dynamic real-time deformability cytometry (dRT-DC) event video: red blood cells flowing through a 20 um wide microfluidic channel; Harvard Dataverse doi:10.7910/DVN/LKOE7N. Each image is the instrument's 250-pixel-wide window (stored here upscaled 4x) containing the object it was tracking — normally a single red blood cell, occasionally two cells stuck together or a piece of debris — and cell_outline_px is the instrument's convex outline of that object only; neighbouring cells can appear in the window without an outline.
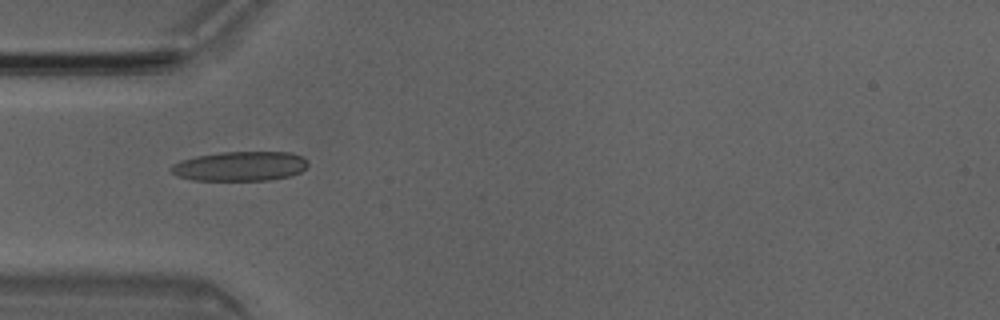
{"species": "Egyptian fruit bat (a non-hibernating species)", "species_latin": "Rousettus aegyptiacus", "temperature_condition": "room temperature", "stored_images_in_passage": 6, "camera_frame_rate_fps": 3000, "um_per_image_px": 0.085, "animal": {"sex": "male"}, "frame": {"image": 1, "passage_image": 4, "time_ms": 1.0, "image_size_px": [1000, 320], "cell_outline_px": [[308, 164], [300, 172], [288, 176], [272, 180], [192, 180], [176, 176], [168, 172], [168, 168], [172, 164], [180, 160], [196, 156], [220, 152], [292, 152], [308, 160]], "centroid_in_image_um": [20.34, 14.13], "position_along_channel_um": 64.7, "area_um2": 23.81}}